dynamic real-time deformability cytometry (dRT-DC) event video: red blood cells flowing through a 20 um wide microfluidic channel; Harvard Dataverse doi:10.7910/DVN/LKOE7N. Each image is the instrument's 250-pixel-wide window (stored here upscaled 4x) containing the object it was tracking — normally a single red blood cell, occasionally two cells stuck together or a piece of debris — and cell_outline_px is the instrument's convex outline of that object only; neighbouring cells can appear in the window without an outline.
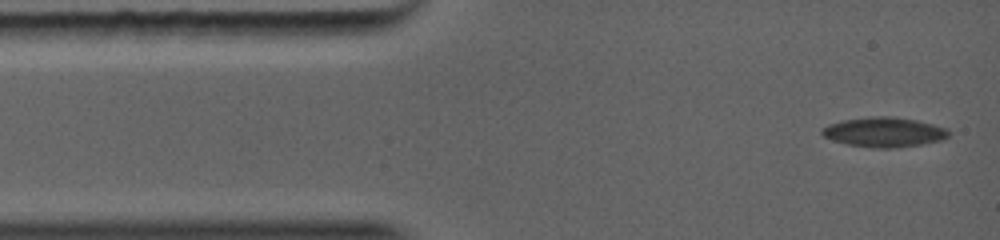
{"species": "common noctule bat (a hibernating species)", "species_latin": "Nyctalus noctula", "temperature_condition": "warm", "stored_images_in_passage": 38, "camera_frame_rate_fps": 5000, "um_per_image_px": 0.085, "animal": {"sex": "female", "body_mass_g": 19.0, "forearm_length_mm": 56.7}, "frame": {"image": 1, "passage_image": 1, "time_ms": 0.0, "image_size_px": [1000, 240], "cell_outline_px": [[948, 132], [944, 136], [932, 140], [912, 144], [884, 148], [856, 144], [840, 140], [828, 136], [824, 132], [824, 128], [836, 124], [856, 120], [904, 120], [924, 124], [940, 128]], "centroid_in_image_um": [75.13, 11.28], "position_along_channel_um": 9.9, "area_um2": 17.8}}
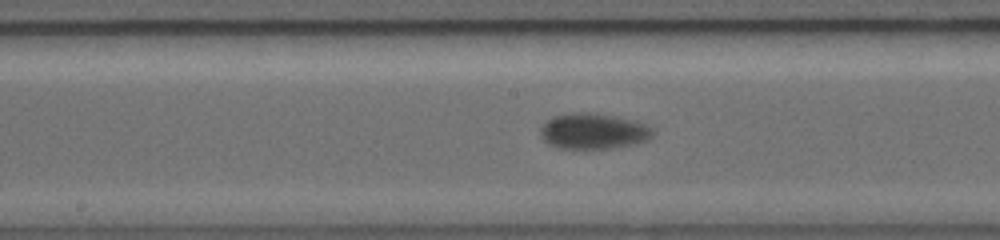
{"frame": {"image": 2, "passage_image": 16, "time_ms": 5.2, "image_size_px": [1000, 240], "cell_outline_px": [[640, 132], [636, 136], [604, 148], [560, 148], [552, 144], [548, 140], [544, 132], [544, 128], [548, 124], [564, 116], [596, 116], [624, 124], [636, 128]], "centroid_in_image_um": [49.94, 11.25], "position_along_channel_um": 198.3, "area_um2": 16.94}}
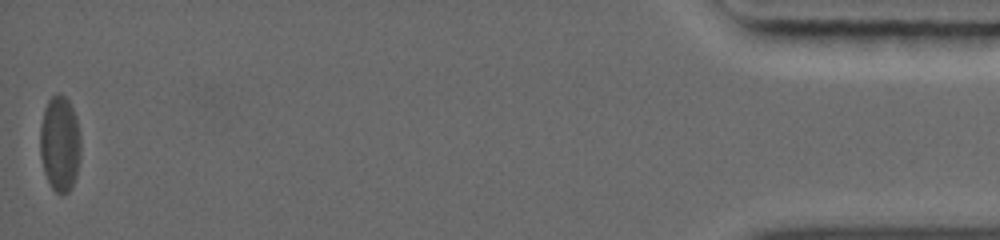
{"frame": {"image": 3, "passage_image": 38, "time_ms": 12.8, "image_size_px": [1000, 240], "cell_outline_px": [[76, 164], [72, 180], [68, 188], [64, 192], [56, 192], [52, 188], [48, 180], [44, 168], [44, 116], [48, 104], [52, 96], [60, 96], [68, 104], [72, 116], [76, 132]], "centroid_in_image_um": [5.05, 12.28], "position_along_channel_um": 430.1, "area_um2": 18.55}}